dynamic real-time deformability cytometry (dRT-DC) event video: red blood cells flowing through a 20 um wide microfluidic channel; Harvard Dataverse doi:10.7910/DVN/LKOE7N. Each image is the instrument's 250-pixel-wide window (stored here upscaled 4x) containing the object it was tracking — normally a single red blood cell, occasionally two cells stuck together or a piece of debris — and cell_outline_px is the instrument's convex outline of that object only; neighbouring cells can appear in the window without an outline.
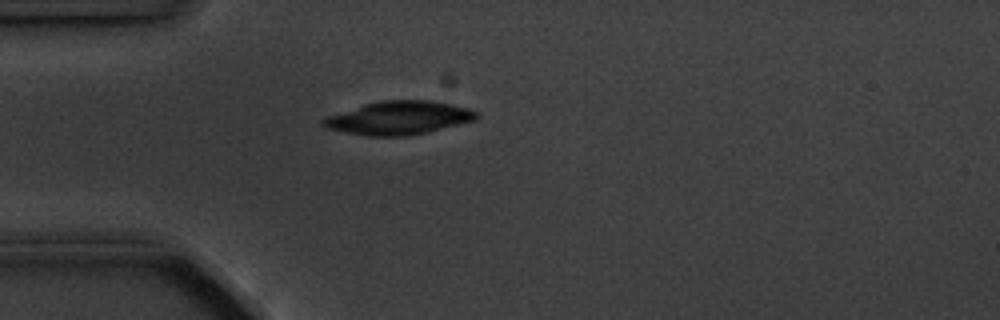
{"species": "common noctule bat (a hibernating species)", "species_latin": "Nyctalus noctula", "temperature_condition": "cold", "stored_images_in_passage": 1, "camera_frame_rate_fps": 3000, "um_per_image_px": 0.085, "animal": {"sex": "male", "body_mass_g": 20.1, "forearm_length_mm": 53.5}, "frame": {"image": 1, "passage_image": 1, "time_ms": 0.0, "image_size_px": [1000, 320], "cell_outline_px": [[480, 116], [476, 120], [428, 132], [404, 136], [368, 136], [344, 132], [324, 128], [320, 124], [320, 120], [328, 116], [364, 104], [380, 100], [428, 100], [452, 104], [468, 108], [476, 112]], "centroid_in_image_um": [33.88, 10.02], "position_along_channel_um": 51.1, "area_um2": 29.88}}